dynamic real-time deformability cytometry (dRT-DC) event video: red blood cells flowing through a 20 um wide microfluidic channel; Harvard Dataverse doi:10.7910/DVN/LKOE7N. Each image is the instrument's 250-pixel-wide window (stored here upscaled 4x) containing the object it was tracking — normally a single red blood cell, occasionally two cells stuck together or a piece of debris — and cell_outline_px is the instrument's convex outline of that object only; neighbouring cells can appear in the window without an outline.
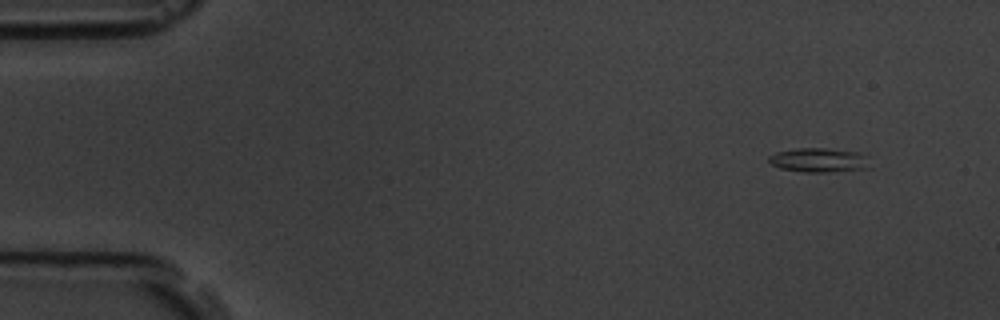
{"species": "common noctule bat (a hibernating species)", "species_latin": "Nyctalus noctula", "temperature_condition": "room temperature", "stored_images_in_passage": 5, "camera_frame_rate_fps": 3000, "um_per_image_px": 0.085, "animal": {"sex": "male", "body_mass_g": 19.5, "forearm_length_mm": 54.6}, "frame": {"image": 1, "passage_image": 1, "time_ms": 0.0, "image_size_px": [1000, 320], "cell_outline_px": [[872, 168], [828, 172], [804, 172], [780, 168], [772, 164], [768, 160], [768, 156], [776, 152], [796, 148], [828, 148], [860, 152], [864, 156]], "centroid_in_image_um": [69.61, 13.6], "position_along_channel_um": 15.4, "area_um2": 14.33}}
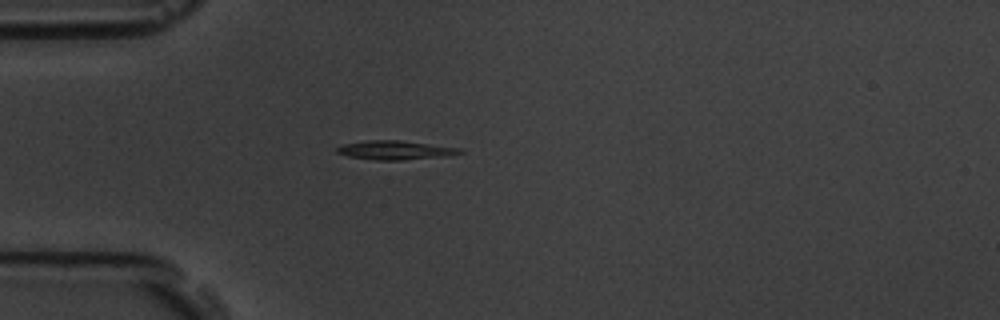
{"frame": {"image": 2, "passage_image": 4, "time_ms": 3.667, "image_size_px": [1000, 320], "cell_outline_px": [[464, 152], [444, 156], [404, 160], [376, 160], [348, 156], [336, 152], [336, 148], [344, 144], [368, 140], [400, 140], [464, 148]], "centroid_in_image_um": [33.63, 12.76], "position_along_channel_um": 51.4, "area_um2": 13.58}}